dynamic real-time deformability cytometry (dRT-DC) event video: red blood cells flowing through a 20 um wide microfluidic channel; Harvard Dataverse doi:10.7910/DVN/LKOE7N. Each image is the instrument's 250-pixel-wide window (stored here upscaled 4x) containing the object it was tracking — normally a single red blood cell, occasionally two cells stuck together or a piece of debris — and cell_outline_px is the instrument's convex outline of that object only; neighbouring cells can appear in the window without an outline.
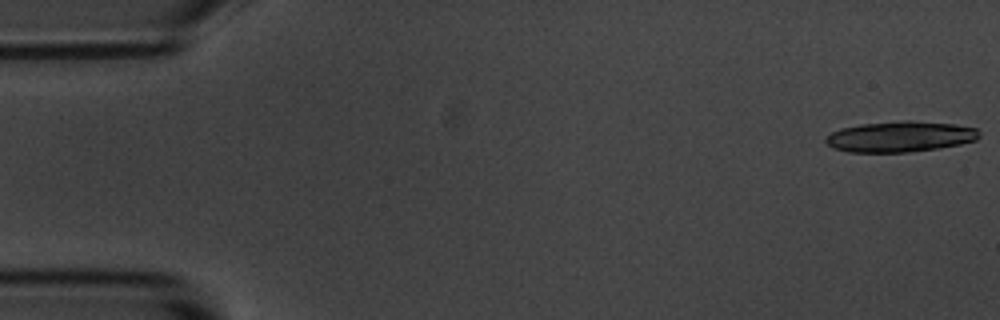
{"species": "common noctule bat (a hibernating species)", "species_latin": "Nyctalus noctula", "temperature_condition": "room temperature", "stored_images_in_passage": 6, "segment_of_instrument_passage": [2, 2], "camera_frame_rate_fps": 3000, "um_per_image_px": 0.085, "animal": {"sex": "male", "body_mass_g": 20.1, "forearm_length_mm": 53.5}, "frame": {"image": 1, "passage_image": 6, "time_ms": 1.667, "image_size_px": [1000, 320], "cell_outline_px": [[980, 136], [976, 140], [960, 144], [936, 148], [908, 152], [848, 152], [832, 148], [824, 140], [832, 132], [840, 128], [860, 124], [900, 120], [908, 120], [952, 124], [976, 128], [980, 132]], "centroid_in_image_um": [76.49, 11.61], "position_along_channel_um": 8.5, "area_um2": 27.46}}